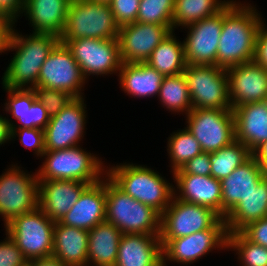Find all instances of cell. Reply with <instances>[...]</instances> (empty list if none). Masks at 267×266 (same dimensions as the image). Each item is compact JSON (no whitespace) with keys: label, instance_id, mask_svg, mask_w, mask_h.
Returning a JSON list of instances; mask_svg holds the SVG:
<instances>
[{"label":"cell","instance_id":"1","mask_svg":"<svg viewBox=\"0 0 267 266\" xmlns=\"http://www.w3.org/2000/svg\"><path fill=\"white\" fill-rule=\"evenodd\" d=\"M249 3L232 0L223 9L217 66L227 69L253 61L256 35L263 17Z\"/></svg>","mask_w":267,"mask_h":266},{"label":"cell","instance_id":"2","mask_svg":"<svg viewBox=\"0 0 267 266\" xmlns=\"http://www.w3.org/2000/svg\"><path fill=\"white\" fill-rule=\"evenodd\" d=\"M12 29L7 52L15 51L2 75V86L13 89H34L37 87L40 69L60 41L53 34L30 33L23 35ZM20 33V34H19Z\"/></svg>","mask_w":267,"mask_h":266},{"label":"cell","instance_id":"3","mask_svg":"<svg viewBox=\"0 0 267 266\" xmlns=\"http://www.w3.org/2000/svg\"><path fill=\"white\" fill-rule=\"evenodd\" d=\"M108 166L106 175L135 200L152 207L160 215L170 205L174 185L158 171L132 162Z\"/></svg>","mask_w":267,"mask_h":266},{"label":"cell","instance_id":"4","mask_svg":"<svg viewBox=\"0 0 267 266\" xmlns=\"http://www.w3.org/2000/svg\"><path fill=\"white\" fill-rule=\"evenodd\" d=\"M45 159L36 170L38 181L75 180L93 184L107 174V166L96 154L80 145L54 151H45Z\"/></svg>","mask_w":267,"mask_h":266},{"label":"cell","instance_id":"5","mask_svg":"<svg viewBox=\"0 0 267 266\" xmlns=\"http://www.w3.org/2000/svg\"><path fill=\"white\" fill-rule=\"evenodd\" d=\"M161 215L122 191L106 175V219L122 234L160 235Z\"/></svg>","mask_w":267,"mask_h":266},{"label":"cell","instance_id":"6","mask_svg":"<svg viewBox=\"0 0 267 266\" xmlns=\"http://www.w3.org/2000/svg\"><path fill=\"white\" fill-rule=\"evenodd\" d=\"M119 28L109 3L71 0L60 40L118 39Z\"/></svg>","mask_w":267,"mask_h":266},{"label":"cell","instance_id":"7","mask_svg":"<svg viewBox=\"0 0 267 266\" xmlns=\"http://www.w3.org/2000/svg\"><path fill=\"white\" fill-rule=\"evenodd\" d=\"M54 224L55 221L37 207L31 212L14 217L4 228L29 261L52 255Z\"/></svg>","mask_w":267,"mask_h":266},{"label":"cell","instance_id":"8","mask_svg":"<svg viewBox=\"0 0 267 266\" xmlns=\"http://www.w3.org/2000/svg\"><path fill=\"white\" fill-rule=\"evenodd\" d=\"M21 168L17 164H12L0 175V216L4 226L14 217L38 207L37 172L31 174V171L29 173Z\"/></svg>","mask_w":267,"mask_h":266},{"label":"cell","instance_id":"9","mask_svg":"<svg viewBox=\"0 0 267 266\" xmlns=\"http://www.w3.org/2000/svg\"><path fill=\"white\" fill-rule=\"evenodd\" d=\"M183 75L193 109L232 110L226 69L215 65L187 64Z\"/></svg>","mask_w":267,"mask_h":266},{"label":"cell","instance_id":"10","mask_svg":"<svg viewBox=\"0 0 267 266\" xmlns=\"http://www.w3.org/2000/svg\"><path fill=\"white\" fill-rule=\"evenodd\" d=\"M60 41L70 49L87 81L90 75L118 76L123 63L118 39L82 38Z\"/></svg>","mask_w":267,"mask_h":266},{"label":"cell","instance_id":"11","mask_svg":"<svg viewBox=\"0 0 267 266\" xmlns=\"http://www.w3.org/2000/svg\"><path fill=\"white\" fill-rule=\"evenodd\" d=\"M221 217L212 209L188 203L174 196L161 214L160 241L162 248L171 240L210 229Z\"/></svg>","mask_w":267,"mask_h":266},{"label":"cell","instance_id":"12","mask_svg":"<svg viewBox=\"0 0 267 266\" xmlns=\"http://www.w3.org/2000/svg\"><path fill=\"white\" fill-rule=\"evenodd\" d=\"M185 117L186 129L203 152L213 153L235 141L233 110L197 108Z\"/></svg>","mask_w":267,"mask_h":266},{"label":"cell","instance_id":"13","mask_svg":"<svg viewBox=\"0 0 267 266\" xmlns=\"http://www.w3.org/2000/svg\"><path fill=\"white\" fill-rule=\"evenodd\" d=\"M227 234L225 220L220 218L210 229L171 239L162 248L163 266H168L169 262L187 266L198 262L216 248L227 250Z\"/></svg>","mask_w":267,"mask_h":266},{"label":"cell","instance_id":"14","mask_svg":"<svg viewBox=\"0 0 267 266\" xmlns=\"http://www.w3.org/2000/svg\"><path fill=\"white\" fill-rule=\"evenodd\" d=\"M87 82L70 49L59 41L40 69L37 87L56 89L81 98Z\"/></svg>","mask_w":267,"mask_h":266},{"label":"cell","instance_id":"15","mask_svg":"<svg viewBox=\"0 0 267 266\" xmlns=\"http://www.w3.org/2000/svg\"><path fill=\"white\" fill-rule=\"evenodd\" d=\"M84 99L75 98L59 114L50 118L44 129L46 151L75 147L83 141L84 130L87 129V105Z\"/></svg>","mask_w":267,"mask_h":266},{"label":"cell","instance_id":"16","mask_svg":"<svg viewBox=\"0 0 267 266\" xmlns=\"http://www.w3.org/2000/svg\"><path fill=\"white\" fill-rule=\"evenodd\" d=\"M173 31L172 25L134 22L119 28L123 63H146L157 46Z\"/></svg>","mask_w":267,"mask_h":266},{"label":"cell","instance_id":"17","mask_svg":"<svg viewBox=\"0 0 267 266\" xmlns=\"http://www.w3.org/2000/svg\"><path fill=\"white\" fill-rule=\"evenodd\" d=\"M223 26V10L184 27L183 40L187 64L217 66V49Z\"/></svg>","mask_w":267,"mask_h":266},{"label":"cell","instance_id":"18","mask_svg":"<svg viewBox=\"0 0 267 266\" xmlns=\"http://www.w3.org/2000/svg\"><path fill=\"white\" fill-rule=\"evenodd\" d=\"M231 108L263 102L267 97V70L254 61L226 69Z\"/></svg>","mask_w":267,"mask_h":266},{"label":"cell","instance_id":"19","mask_svg":"<svg viewBox=\"0 0 267 266\" xmlns=\"http://www.w3.org/2000/svg\"><path fill=\"white\" fill-rule=\"evenodd\" d=\"M7 93V101L4 103L3 111L10 114L7 118L10 129L38 128L44 130L48 125L50 116L43 104L37 100L33 89H13L3 87ZM21 125H17L15 121Z\"/></svg>","mask_w":267,"mask_h":266},{"label":"cell","instance_id":"20","mask_svg":"<svg viewBox=\"0 0 267 266\" xmlns=\"http://www.w3.org/2000/svg\"><path fill=\"white\" fill-rule=\"evenodd\" d=\"M105 219L106 176L96 183L89 184L82 191L78 201L59 222L89 231Z\"/></svg>","mask_w":267,"mask_h":266},{"label":"cell","instance_id":"21","mask_svg":"<svg viewBox=\"0 0 267 266\" xmlns=\"http://www.w3.org/2000/svg\"><path fill=\"white\" fill-rule=\"evenodd\" d=\"M176 199L208 207L222 218L221 181L211 175L173 174Z\"/></svg>","mask_w":267,"mask_h":266},{"label":"cell","instance_id":"22","mask_svg":"<svg viewBox=\"0 0 267 266\" xmlns=\"http://www.w3.org/2000/svg\"><path fill=\"white\" fill-rule=\"evenodd\" d=\"M88 185L75 180L39 181L38 207L51 220L60 221Z\"/></svg>","mask_w":267,"mask_h":266},{"label":"cell","instance_id":"23","mask_svg":"<svg viewBox=\"0 0 267 266\" xmlns=\"http://www.w3.org/2000/svg\"><path fill=\"white\" fill-rule=\"evenodd\" d=\"M159 236L122 234L115 266H163Z\"/></svg>","mask_w":267,"mask_h":266},{"label":"cell","instance_id":"24","mask_svg":"<svg viewBox=\"0 0 267 266\" xmlns=\"http://www.w3.org/2000/svg\"><path fill=\"white\" fill-rule=\"evenodd\" d=\"M265 177L262 167L251 156L229 176L222 179V218L224 219Z\"/></svg>","mask_w":267,"mask_h":266},{"label":"cell","instance_id":"25","mask_svg":"<svg viewBox=\"0 0 267 266\" xmlns=\"http://www.w3.org/2000/svg\"><path fill=\"white\" fill-rule=\"evenodd\" d=\"M235 140L253 152L267 141V103L242 104L233 108Z\"/></svg>","mask_w":267,"mask_h":266},{"label":"cell","instance_id":"26","mask_svg":"<svg viewBox=\"0 0 267 266\" xmlns=\"http://www.w3.org/2000/svg\"><path fill=\"white\" fill-rule=\"evenodd\" d=\"M71 0H25L22 16L28 18L32 33L53 34L64 31Z\"/></svg>","mask_w":267,"mask_h":266},{"label":"cell","instance_id":"27","mask_svg":"<svg viewBox=\"0 0 267 266\" xmlns=\"http://www.w3.org/2000/svg\"><path fill=\"white\" fill-rule=\"evenodd\" d=\"M88 231L56 221L52 255L66 266H87Z\"/></svg>","mask_w":267,"mask_h":266},{"label":"cell","instance_id":"28","mask_svg":"<svg viewBox=\"0 0 267 266\" xmlns=\"http://www.w3.org/2000/svg\"><path fill=\"white\" fill-rule=\"evenodd\" d=\"M118 77L122 91L134 98L158 97L164 79L147 63H122Z\"/></svg>","mask_w":267,"mask_h":266},{"label":"cell","instance_id":"29","mask_svg":"<svg viewBox=\"0 0 267 266\" xmlns=\"http://www.w3.org/2000/svg\"><path fill=\"white\" fill-rule=\"evenodd\" d=\"M122 232L106 221L88 231L87 266H115Z\"/></svg>","mask_w":267,"mask_h":266},{"label":"cell","instance_id":"30","mask_svg":"<svg viewBox=\"0 0 267 266\" xmlns=\"http://www.w3.org/2000/svg\"><path fill=\"white\" fill-rule=\"evenodd\" d=\"M267 216V176L224 218L227 233L239 232L253 221Z\"/></svg>","mask_w":267,"mask_h":266},{"label":"cell","instance_id":"31","mask_svg":"<svg viewBox=\"0 0 267 266\" xmlns=\"http://www.w3.org/2000/svg\"><path fill=\"white\" fill-rule=\"evenodd\" d=\"M146 63L164 77L184 72L187 66L184 44L176 38L174 30L157 46Z\"/></svg>","mask_w":267,"mask_h":266},{"label":"cell","instance_id":"32","mask_svg":"<svg viewBox=\"0 0 267 266\" xmlns=\"http://www.w3.org/2000/svg\"><path fill=\"white\" fill-rule=\"evenodd\" d=\"M232 0H175L172 28L181 29L222 11Z\"/></svg>","mask_w":267,"mask_h":266},{"label":"cell","instance_id":"33","mask_svg":"<svg viewBox=\"0 0 267 266\" xmlns=\"http://www.w3.org/2000/svg\"><path fill=\"white\" fill-rule=\"evenodd\" d=\"M158 99L166 111L187 115L193 108L186 79L182 74L165 76L160 86ZM175 112V113H174Z\"/></svg>","mask_w":267,"mask_h":266},{"label":"cell","instance_id":"34","mask_svg":"<svg viewBox=\"0 0 267 266\" xmlns=\"http://www.w3.org/2000/svg\"><path fill=\"white\" fill-rule=\"evenodd\" d=\"M252 156L249 148L239 141L211 153V176L222 180Z\"/></svg>","mask_w":267,"mask_h":266},{"label":"cell","instance_id":"35","mask_svg":"<svg viewBox=\"0 0 267 266\" xmlns=\"http://www.w3.org/2000/svg\"><path fill=\"white\" fill-rule=\"evenodd\" d=\"M167 140L166 148L170 158L171 173L180 169L187 161L203 152L200 143L186 127L172 132Z\"/></svg>","mask_w":267,"mask_h":266},{"label":"cell","instance_id":"36","mask_svg":"<svg viewBox=\"0 0 267 266\" xmlns=\"http://www.w3.org/2000/svg\"><path fill=\"white\" fill-rule=\"evenodd\" d=\"M227 249L236 252L242 266H267V248L249 241L240 231L227 234Z\"/></svg>","mask_w":267,"mask_h":266},{"label":"cell","instance_id":"37","mask_svg":"<svg viewBox=\"0 0 267 266\" xmlns=\"http://www.w3.org/2000/svg\"><path fill=\"white\" fill-rule=\"evenodd\" d=\"M175 0H140L136 22L172 25Z\"/></svg>","mask_w":267,"mask_h":266},{"label":"cell","instance_id":"38","mask_svg":"<svg viewBox=\"0 0 267 266\" xmlns=\"http://www.w3.org/2000/svg\"><path fill=\"white\" fill-rule=\"evenodd\" d=\"M39 100L48 111L51 117L59 114L75 97L70 93L59 91L56 89L35 87L33 89Z\"/></svg>","mask_w":267,"mask_h":266},{"label":"cell","instance_id":"39","mask_svg":"<svg viewBox=\"0 0 267 266\" xmlns=\"http://www.w3.org/2000/svg\"><path fill=\"white\" fill-rule=\"evenodd\" d=\"M11 130V141L16 139L20 140L22 146L26 149L33 150L37 157L42 158L45 153V138L44 130L38 128H17Z\"/></svg>","mask_w":267,"mask_h":266},{"label":"cell","instance_id":"40","mask_svg":"<svg viewBox=\"0 0 267 266\" xmlns=\"http://www.w3.org/2000/svg\"><path fill=\"white\" fill-rule=\"evenodd\" d=\"M109 4L119 27L136 22L140 0H111Z\"/></svg>","mask_w":267,"mask_h":266},{"label":"cell","instance_id":"41","mask_svg":"<svg viewBox=\"0 0 267 266\" xmlns=\"http://www.w3.org/2000/svg\"><path fill=\"white\" fill-rule=\"evenodd\" d=\"M5 235L4 240L0 241V266H27L28 260L14 240L6 232Z\"/></svg>","mask_w":267,"mask_h":266},{"label":"cell","instance_id":"42","mask_svg":"<svg viewBox=\"0 0 267 266\" xmlns=\"http://www.w3.org/2000/svg\"><path fill=\"white\" fill-rule=\"evenodd\" d=\"M173 174L211 175V153L202 152L196 155Z\"/></svg>","mask_w":267,"mask_h":266},{"label":"cell","instance_id":"43","mask_svg":"<svg viewBox=\"0 0 267 266\" xmlns=\"http://www.w3.org/2000/svg\"><path fill=\"white\" fill-rule=\"evenodd\" d=\"M240 232L249 241L267 248V216L249 223Z\"/></svg>","mask_w":267,"mask_h":266},{"label":"cell","instance_id":"44","mask_svg":"<svg viewBox=\"0 0 267 266\" xmlns=\"http://www.w3.org/2000/svg\"><path fill=\"white\" fill-rule=\"evenodd\" d=\"M253 61L267 70V25L261 22L255 42Z\"/></svg>","mask_w":267,"mask_h":266},{"label":"cell","instance_id":"45","mask_svg":"<svg viewBox=\"0 0 267 266\" xmlns=\"http://www.w3.org/2000/svg\"><path fill=\"white\" fill-rule=\"evenodd\" d=\"M15 21L12 18H0V55L7 52Z\"/></svg>","mask_w":267,"mask_h":266},{"label":"cell","instance_id":"46","mask_svg":"<svg viewBox=\"0 0 267 266\" xmlns=\"http://www.w3.org/2000/svg\"><path fill=\"white\" fill-rule=\"evenodd\" d=\"M25 0H0L1 8L15 21L23 14Z\"/></svg>","mask_w":267,"mask_h":266},{"label":"cell","instance_id":"47","mask_svg":"<svg viewBox=\"0 0 267 266\" xmlns=\"http://www.w3.org/2000/svg\"><path fill=\"white\" fill-rule=\"evenodd\" d=\"M252 156L257 160L263 169V173L267 176V141H264L253 152Z\"/></svg>","mask_w":267,"mask_h":266},{"label":"cell","instance_id":"48","mask_svg":"<svg viewBox=\"0 0 267 266\" xmlns=\"http://www.w3.org/2000/svg\"><path fill=\"white\" fill-rule=\"evenodd\" d=\"M27 266H66L59 258L51 255L44 258L32 259Z\"/></svg>","mask_w":267,"mask_h":266},{"label":"cell","instance_id":"49","mask_svg":"<svg viewBox=\"0 0 267 266\" xmlns=\"http://www.w3.org/2000/svg\"><path fill=\"white\" fill-rule=\"evenodd\" d=\"M11 130L9 123L7 121V117L0 115V146L9 141H11Z\"/></svg>","mask_w":267,"mask_h":266},{"label":"cell","instance_id":"50","mask_svg":"<svg viewBox=\"0 0 267 266\" xmlns=\"http://www.w3.org/2000/svg\"><path fill=\"white\" fill-rule=\"evenodd\" d=\"M0 18H11L0 6Z\"/></svg>","mask_w":267,"mask_h":266},{"label":"cell","instance_id":"51","mask_svg":"<svg viewBox=\"0 0 267 266\" xmlns=\"http://www.w3.org/2000/svg\"><path fill=\"white\" fill-rule=\"evenodd\" d=\"M94 1H98L100 3H110L111 0H94Z\"/></svg>","mask_w":267,"mask_h":266}]
</instances>
